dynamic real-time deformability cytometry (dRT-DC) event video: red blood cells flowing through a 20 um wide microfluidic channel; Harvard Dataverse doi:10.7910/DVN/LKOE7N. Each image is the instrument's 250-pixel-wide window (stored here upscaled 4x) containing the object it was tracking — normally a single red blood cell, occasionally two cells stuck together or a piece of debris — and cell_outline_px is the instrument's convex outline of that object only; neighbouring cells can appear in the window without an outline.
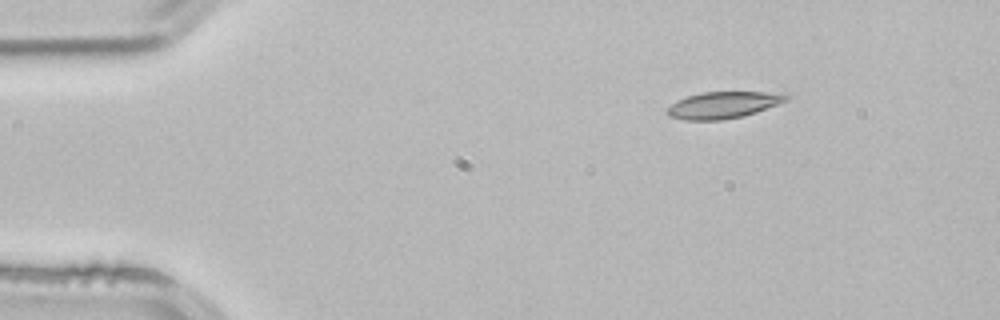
{"species": "common noctule bat (a hibernating species)", "species_latin": "Nyctalus noctula", "temperature_condition": "room temperature", "stored_images_in_passage": 2, "camera_frame_rate_fps": 3000, "um_per_image_px": 0.085, "animal": {"sex": "male", "body_mass_g": 21.5, "forearm_length_mm": 52.0}, "frame": {"image": 1, "passage_image": 1, "time_ms": 0.0, "image_size_px": [1000, 320], "cell_outline_px": [[792, 96], [788, 100], [756, 112], [744, 116], [720, 120], [684, 120], [668, 116], [664, 112], [672, 104], [688, 96], [700, 92], [764, 92]], "centroid_in_image_um": [61.44, 8.93], "position_along_channel_um": 23.6, "area_um2": 18.32}}